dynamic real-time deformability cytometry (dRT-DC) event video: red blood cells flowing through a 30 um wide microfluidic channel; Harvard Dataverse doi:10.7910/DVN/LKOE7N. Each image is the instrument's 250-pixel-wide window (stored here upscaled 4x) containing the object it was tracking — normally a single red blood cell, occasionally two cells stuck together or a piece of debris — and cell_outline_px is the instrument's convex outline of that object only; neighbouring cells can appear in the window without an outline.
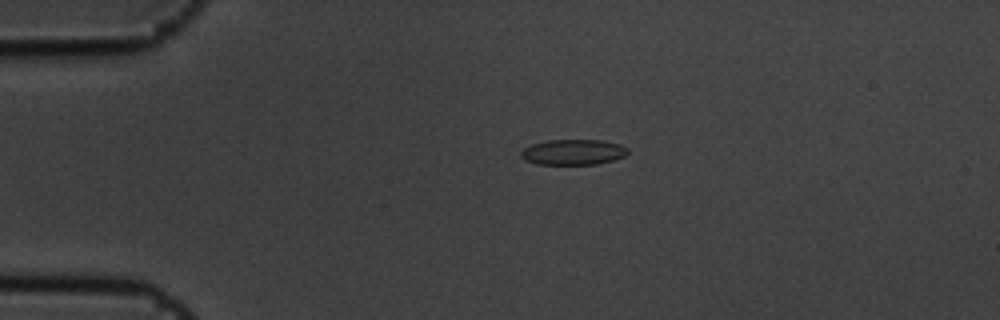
{"species": "common noctule bat (a hibernating species)", "species_latin": "Nyctalus noctula", "temperature_condition": "cold", "stored_images_in_passage": 6, "camera_frame_rate_fps": 3000, "um_per_image_px": 0.085, "animal": {"sex": "male", "body_mass_g": 19.5, "forearm_length_mm": 54.6}, "frame": {"image": 1, "passage_image": 6, "time_ms": 1.667, "image_size_px": [1000, 320], "cell_outline_px": [[628, 152], [624, 156], [612, 160], [596, 164], [536, 164], [524, 160], [520, 156], [520, 152], [524, 148], [532, 144], [548, 140], [604, 140], [620, 144], [628, 148]], "centroid_in_image_um": [48.7, 12.92], "position_along_channel_um": 36.3, "area_um2": 15.9}}